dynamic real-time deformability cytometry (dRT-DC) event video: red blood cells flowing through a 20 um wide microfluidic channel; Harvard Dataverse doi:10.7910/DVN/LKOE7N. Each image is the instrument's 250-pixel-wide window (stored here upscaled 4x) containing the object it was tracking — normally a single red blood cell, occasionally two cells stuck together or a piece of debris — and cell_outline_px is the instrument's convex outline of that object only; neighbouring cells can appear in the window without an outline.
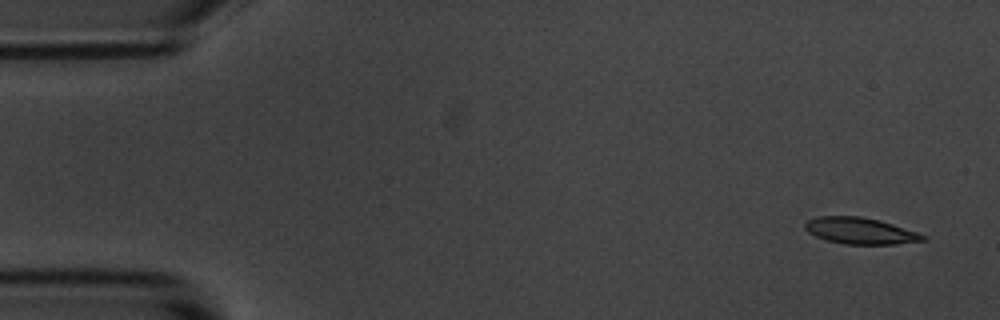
{"species": "common noctule bat (a hibernating species)", "species_latin": "Nyctalus noctula", "temperature_condition": "room temperature", "stored_images_in_passage": 8, "camera_frame_rate_fps": 3000, "um_per_image_px": 0.085, "animal": {"sex": "male", "body_mass_g": 20.1, "forearm_length_mm": 53.5}, "frame": {"image": 1, "passage_image": 1, "time_ms": 0.0, "image_size_px": [1000, 320], "cell_outline_px": [[928, 240], [896, 244], [844, 244], [828, 240], [816, 236], [808, 232], [804, 228], [804, 224], [808, 220], [816, 216], [860, 216], [880, 220], [928, 236]], "centroid_in_image_um": [73.13, 19.62], "position_along_channel_um": 11.9, "area_um2": 18.15}}
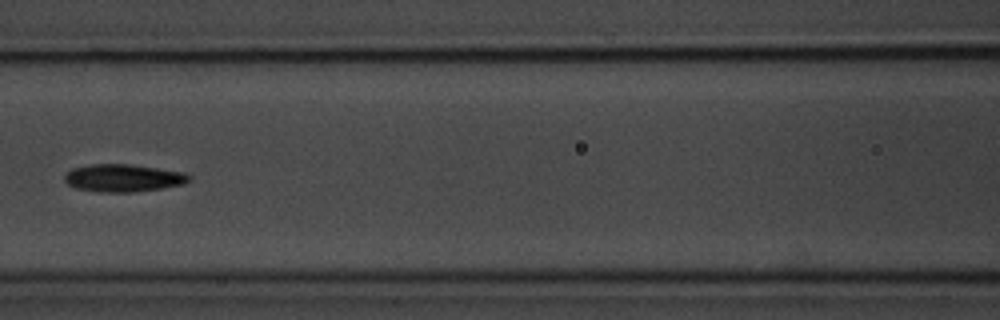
{"frame": {"image": 2, "passage_image": 7, "time_ms": 7.0, "image_size_px": [1000, 320], "cell_outline_px": [[192, 180], [184, 184], [160, 188], [132, 192], [100, 192], [76, 188], [68, 184], [64, 180], [64, 176], [72, 168], [92, 164], [128, 164], [184, 172], [192, 176]], "centroid_in_image_um": [10.49, 15.13], "position_along_channel_um": 156.1, "area_um2": 19.94}}
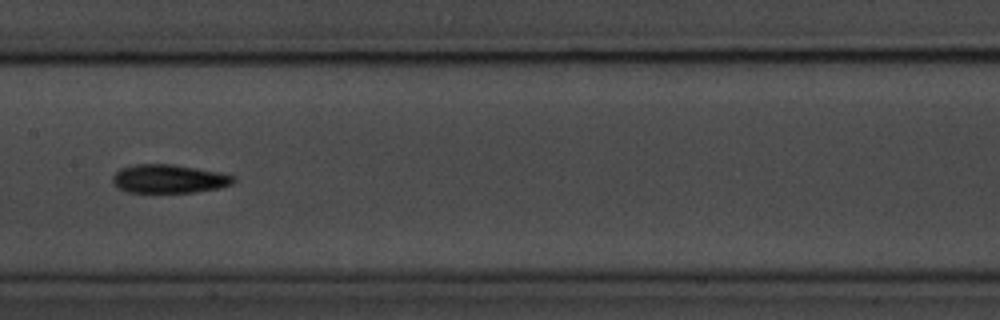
{"frame": {"image": 3, "passage_image": 8, "time_ms": 8.0, "image_size_px": [1000, 320], "cell_outline_px": [[236, 180], [232, 184], [220, 188], [192, 192], [128, 192], [116, 188], [112, 180], [112, 176], [120, 168], [132, 164], [172, 164], [220, 172], [236, 176]], "centroid_in_image_um": [14.35, 15.19], "position_along_channel_um": 193.1, "area_um2": 20.29}}